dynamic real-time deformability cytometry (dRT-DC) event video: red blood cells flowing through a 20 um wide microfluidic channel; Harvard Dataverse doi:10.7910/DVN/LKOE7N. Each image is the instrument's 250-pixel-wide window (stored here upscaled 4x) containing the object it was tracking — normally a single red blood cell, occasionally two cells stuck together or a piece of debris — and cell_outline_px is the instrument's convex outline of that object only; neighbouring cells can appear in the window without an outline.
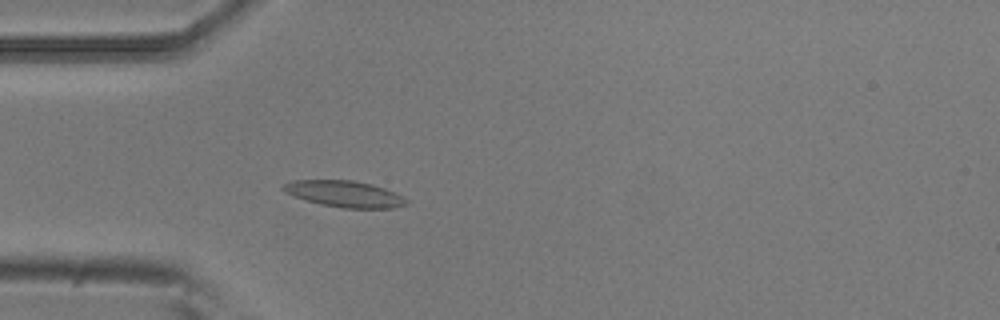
{"species": "common noctule bat (a hibernating species)", "species_latin": "Nyctalus noctula", "temperature_condition": "room temperature", "stored_images_in_passage": 53, "camera_frame_rate_fps": 3000, "um_per_image_px": 0.085, "animal": {"sex": "male", "body_mass_g": 20.5, "forearm_length_mm": 52.5}, "frame": {"image": 1, "passage_image": 15, "time_ms": 4.667, "image_size_px": [1000, 320], "cell_outline_px": [[408, 204], [392, 208], [344, 208], [320, 204], [292, 196], [284, 192], [280, 188], [284, 184], [292, 180], [352, 180], [372, 184], [384, 188], [404, 196], [408, 200]], "centroid_in_image_um": [29.27, 16.48], "position_along_channel_um": 55.7, "area_um2": 19.02}}
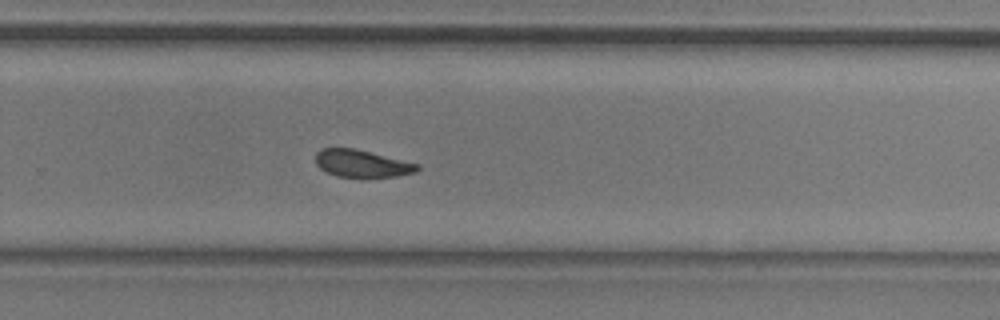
{"frame": {"image": 2, "passage_image": 35, "time_ms": 11.333, "image_size_px": [1000, 320], "cell_outline_px": [[420, 168], [416, 172], [396, 176], [364, 180], [336, 176], [320, 168], [316, 164], [316, 152], [324, 148], [356, 148], [420, 164]], "centroid_in_image_um": [30.79, 13.94], "position_along_channel_um": 299.0, "area_um2": 16.88}}
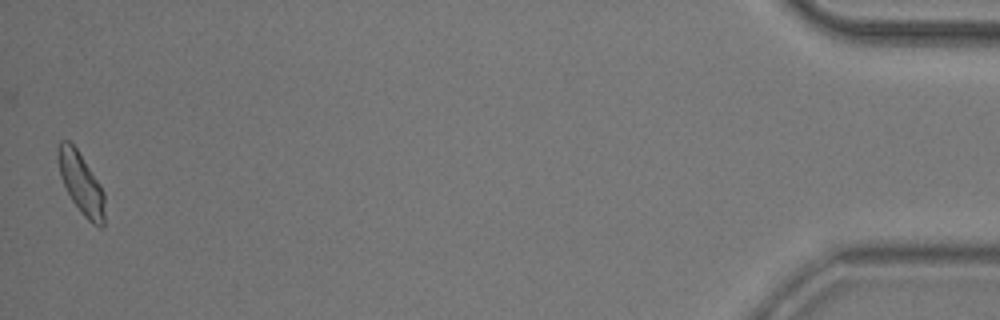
{"frame": {"image": 3, "passage_image": 53, "time_ms": 17.333, "image_size_px": [1000, 320], "cell_outline_px": [[104, 224], [100, 228], [92, 224], [80, 212], [72, 200], [60, 176], [56, 156], [56, 148], [60, 140], [68, 140], [76, 148], [100, 184], [104, 192]], "centroid_in_image_um": [6.87, 15.57], "position_along_channel_um": 428.3, "area_um2": 16.7}, "authors_computed_cell_mechanics": {"area_um2": 17.2244, "velocity_mm_per_s": 3.7228, "shape_relaxation_time_tau1_ms": 5.8137, "shape_relaxation_time_tau2_ms": 2.6499, "deformation_change_tau1": 0.1379, "deformation_change_tau2": 0.061}}